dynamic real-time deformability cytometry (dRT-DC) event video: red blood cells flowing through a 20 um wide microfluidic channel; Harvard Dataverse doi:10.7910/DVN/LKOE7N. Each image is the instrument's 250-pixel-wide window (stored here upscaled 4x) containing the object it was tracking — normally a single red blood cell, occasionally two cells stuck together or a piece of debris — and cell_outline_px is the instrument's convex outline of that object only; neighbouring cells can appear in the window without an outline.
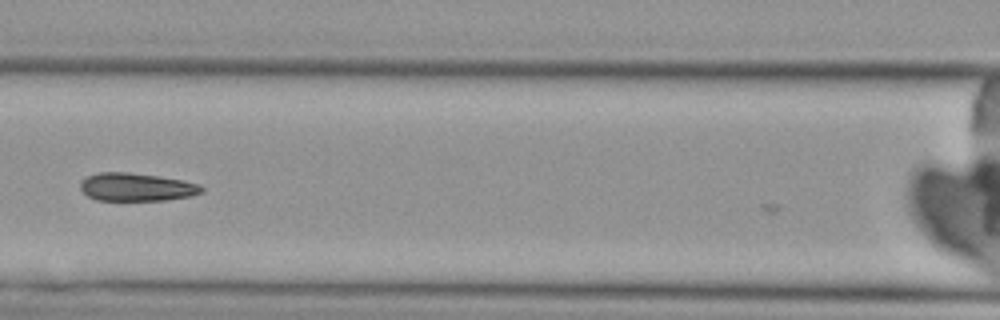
{"species": "Egyptian fruit bat (a non-hibernating species)", "species_latin": "Rousettus aegyptiacus", "temperature_condition": "cold", "stored_images_in_passage": 5, "camera_frame_rate_fps": 3000, "um_per_image_px": 0.085, "animal": {"sex": "female"}, "frame": {"image": 1, "passage_image": 5, "time_ms": 5.667, "image_size_px": [1000, 320], "cell_outline_px": [[204, 192], [188, 196], [164, 200], [96, 200], [88, 196], [80, 188], [80, 184], [88, 176], [100, 172], [128, 172], [156, 176], [180, 180], [200, 184], [204, 188]], "centroid_in_image_um": [11.6, 15.9], "position_along_channel_um": 155.0, "area_um2": 19.54}}